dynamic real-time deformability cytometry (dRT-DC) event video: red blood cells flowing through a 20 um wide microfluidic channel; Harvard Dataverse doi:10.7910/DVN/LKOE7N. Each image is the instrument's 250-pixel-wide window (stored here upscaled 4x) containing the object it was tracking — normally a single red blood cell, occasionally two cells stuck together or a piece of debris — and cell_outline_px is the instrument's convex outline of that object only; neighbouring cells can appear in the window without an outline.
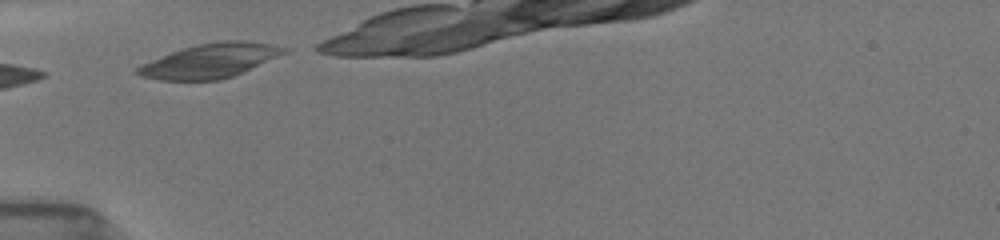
{"species": "common noctule bat (a hibernating species)", "species_latin": "Nyctalus noctula", "temperature_condition": "room temperature", "stored_images_in_passage": 35, "camera_frame_rate_fps": 3000, "um_per_image_px": 0.085, "animal": {"sex": "female", "body_mass_g": 19.5, "forearm_length_mm": 54.1}, "frame": {"image": 1, "passage_image": 1, "time_ms": 0.0, "image_size_px": [1000, 240], "cell_outline_px": [[292, 48], [288, 52], [244, 72], [220, 80], [160, 80], [140, 76], [136, 72], [136, 68], [140, 64], [172, 52], [184, 48], [200, 44], [224, 40], [248, 40], [272, 44]], "centroid_in_image_um": [17.93, 5.16], "position_along_channel_um": 67.1, "area_um2": 29.3}}
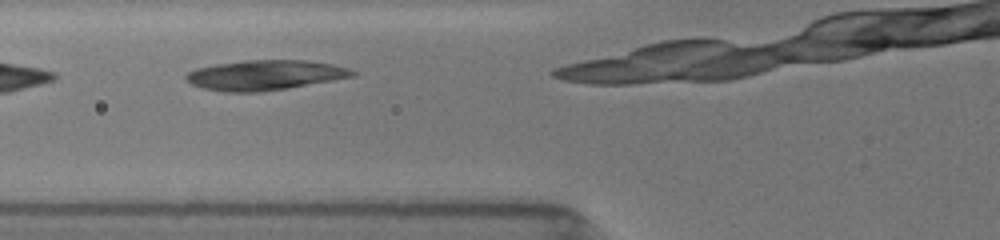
{"frame": {"image": 2, "passage_image": 6, "time_ms": 1.0, "image_size_px": [1000, 240], "cell_outline_px": [[356, 76], [288, 88], [260, 92], [224, 92], [200, 88], [192, 84], [184, 76], [188, 72], [196, 68], [216, 64], [244, 60], [308, 60], [332, 64], [348, 68], [356, 72]], "centroid_in_image_um": [22.51, 6.38], "position_along_channel_um": 103.3, "area_um2": 29.19}}